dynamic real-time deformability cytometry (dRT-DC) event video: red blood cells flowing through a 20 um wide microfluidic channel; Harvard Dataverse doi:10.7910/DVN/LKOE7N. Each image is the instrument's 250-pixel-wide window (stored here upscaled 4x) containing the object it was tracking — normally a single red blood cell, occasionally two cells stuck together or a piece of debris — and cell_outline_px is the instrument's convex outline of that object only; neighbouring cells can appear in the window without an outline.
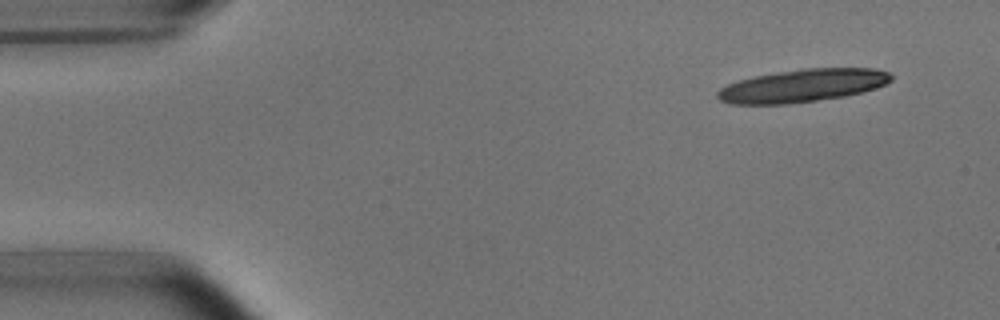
{"species": "common noctule bat (a hibernating species)", "species_latin": "Nyctalus noctula", "temperature_condition": "room temperature", "stored_images_in_passage": 5, "camera_frame_rate_fps": 3000, "um_per_image_px": 0.085, "animal": {"sex": "male", "body_mass_g": 15.6}, "frame": {"image": 1, "passage_image": 1, "time_ms": 0.0, "image_size_px": [1000, 320], "cell_outline_px": [[892, 80], [876, 88], [844, 96], [788, 104], [732, 104], [720, 100], [716, 96], [716, 92], [720, 88], [728, 84], [740, 80], [756, 76], [780, 72], [808, 68], [876, 68], [888, 72], [892, 76]], "centroid_in_image_um": [68.22, 7.28], "position_along_channel_um": 16.8, "area_um2": 32.89}}